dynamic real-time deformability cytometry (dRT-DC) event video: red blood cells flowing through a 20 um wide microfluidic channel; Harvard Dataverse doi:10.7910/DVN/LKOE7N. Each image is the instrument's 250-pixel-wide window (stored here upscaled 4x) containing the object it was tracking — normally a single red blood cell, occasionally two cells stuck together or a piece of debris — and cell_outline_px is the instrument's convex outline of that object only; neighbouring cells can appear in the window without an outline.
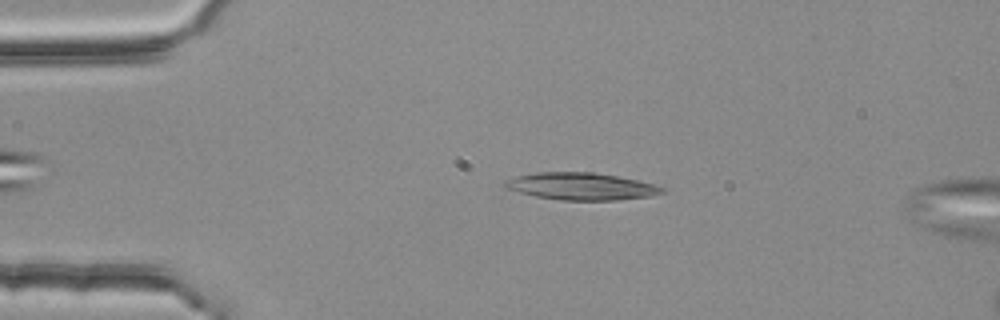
{"species": "common noctule bat (a hibernating species)", "species_latin": "Nyctalus noctula", "temperature_condition": "room temperature", "stored_images_in_passage": 15, "camera_frame_rate_fps": 3000, "um_per_image_px": 0.085, "animal": {"sex": "female", "body_mass_g": 25.1}, "frame": {"image": 1, "passage_image": 11, "time_ms": 3.333, "image_size_px": [1000, 320], "cell_outline_px": [[668, 192], [652, 196], [616, 200], [564, 200], [536, 196], [504, 188], [500, 184], [504, 180], [516, 176], [540, 172], [592, 172], [616, 176], [636, 180], [652, 184], [664, 188]], "centroid_in_image_um": [49.38, 15.84], "position_along_channel_um": 35.6, "area_um2": 24.85}}